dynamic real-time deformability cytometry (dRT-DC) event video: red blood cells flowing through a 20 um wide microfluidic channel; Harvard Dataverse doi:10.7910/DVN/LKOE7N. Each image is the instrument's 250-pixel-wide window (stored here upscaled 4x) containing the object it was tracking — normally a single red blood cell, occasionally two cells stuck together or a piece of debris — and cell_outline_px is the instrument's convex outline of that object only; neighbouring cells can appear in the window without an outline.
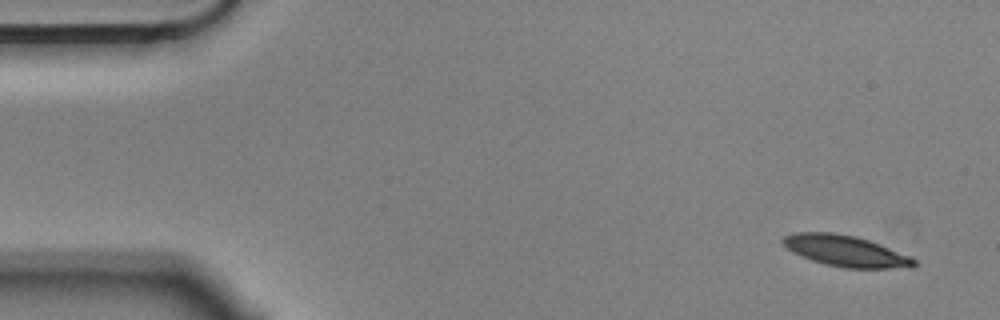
{"species": "Egyptian fruit bat (a non-hibernating species)", "species_latin": "Rousettus aegyptiacus", "temperature_condition": "cold", "stored_images_in_passage": 4, "camera_frame_rate_fps": 3000, "um_per_image_px": 0.085, "animal": {"sex": "male"}, "frame": {"image": 1, "passage_image": 1, "time_ms": 0.0, "image_size_px": [1000, 320], "cell_outline_px": [[920, 264], [912, 268], [844, 268], [824, 264], [800, 256], [792, 252], [780, 240], [784, 236], [796, 232], [832, 232], [856, 236], [880, 244], [912, 256]], "centroid_in_image_um": [71.93, 21.34], "position_along_channel_um": 13.1, "area_um2": 24.04}}
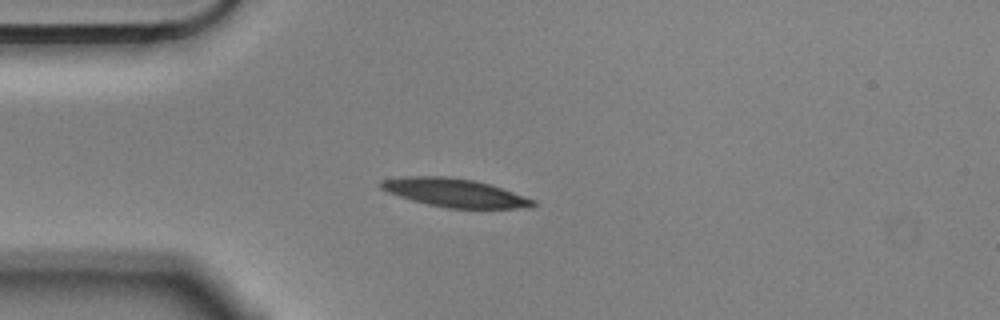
{"frame": {"image": 2, "passage_image": 4, "time_ms": 1.0, "image_size_px": [1000, 320], "cell_outline_px": [[536, 204], [532, 208], [448, 208], [428, 204], [412, 200], [388, 192], [380, 188], [380, 180], [404, 176], [444, 176], [472, 180], [488, 184], [536, 200]], "centroid_in_image_um": [38.64, 16.38], "position_along_channel_um": 46.4, "area_um2": 24.91}}